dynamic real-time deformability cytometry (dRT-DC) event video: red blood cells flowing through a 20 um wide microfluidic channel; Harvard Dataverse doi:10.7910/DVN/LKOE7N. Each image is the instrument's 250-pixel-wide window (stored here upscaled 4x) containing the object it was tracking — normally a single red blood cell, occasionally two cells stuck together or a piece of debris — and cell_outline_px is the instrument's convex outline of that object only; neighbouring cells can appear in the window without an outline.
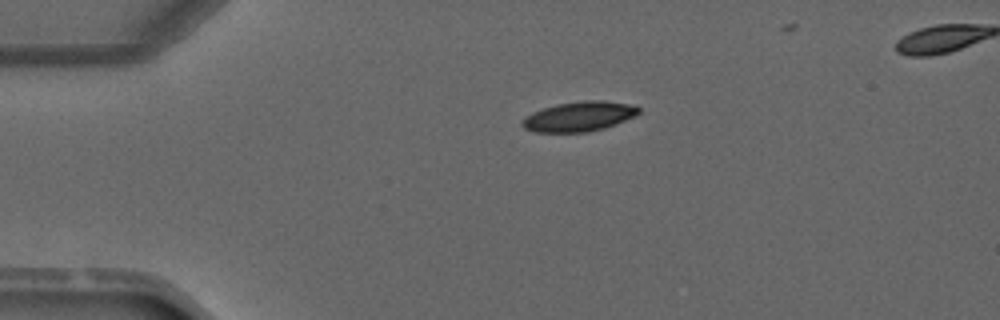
{"species": "common noctule bat (a hibernating species)", "species_latin": "Nyctalus noctula", "temperature_condition": "warm", "stored_images_in_passage": 3, "camera_frame_rate_fps": 3000, "um_per_image_px": 0.085, "animal": {"sex": "male", "forearm_length_mm": 52.5}, "frame": {"image": 1, "passage_image": 1, "time_ms": 0.0, "image_size_px": [1000, 320], "cell_outline_px": [[640, 112], [636, 116], [616, 124], [604, 128], [588, 132], [536, 132], [524, 128], [520, 124], [524, 116], [532, 112], [556, 104], [584, 100], [604, 100], [628, 104], [640, 108]], "centroid_in_image_um": [49.21, 9.9], "position_along_channel_um": 35.8, "area_um2": 20.35}}
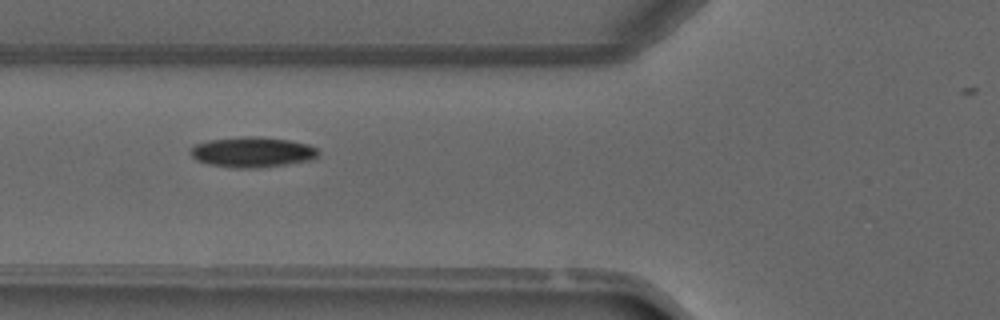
{"frame": {"image": 2, "passage_image": 3, "time_ms": 2.333, "image_size_px": [1000, 320], "cell_outline_px": [[320, 152], [316, 160], [260, 168], [232, 168], [208, 164], [196, 160], [188, 152], [196, 144], [208, 140], [244, 136], [256, 136], [288, 140], [308, 144], [316, 148]], "centroid_in_image_um": [21.48, 12.94], "position_along_channel_um": 104.3, "area_um2": 22.95}}